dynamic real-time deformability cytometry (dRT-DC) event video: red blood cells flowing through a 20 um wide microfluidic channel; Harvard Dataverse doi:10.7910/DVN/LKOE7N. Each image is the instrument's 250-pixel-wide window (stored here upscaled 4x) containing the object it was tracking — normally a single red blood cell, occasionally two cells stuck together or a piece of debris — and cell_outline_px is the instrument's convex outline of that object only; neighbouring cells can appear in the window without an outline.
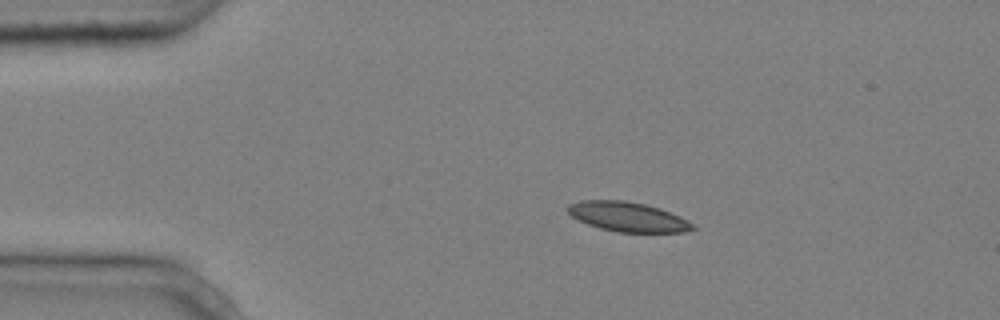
{"species": "common noctule bat (a hibernating species)", "species_latin": "Nyctalus noctula", "temperature_condition": "cold", "stored_images_in_passage": 7, "camera_frame_rate_fps": 3000, "um_per_image_px": 0.085, "animal": {"sex": "male", "body_mass_g": 20.4}, "frame": {"image": 1, "passage_image": 2, "time_ms": 0.333, "image_size_px": [1000, 320], "cell_outline_px": [[696, 228], [684, 232], [616, 232], [600, 228], [588, 224], [572, 216], [564, 208], [568, 204], [580, 200], [624, 200], [644, 204], [660, 208], [680, 216], [692, 224]], "centroid_in_image_um": [53.32, 18.42], "position_along_channel_um": 31.7, "area_um2": 21.5}}
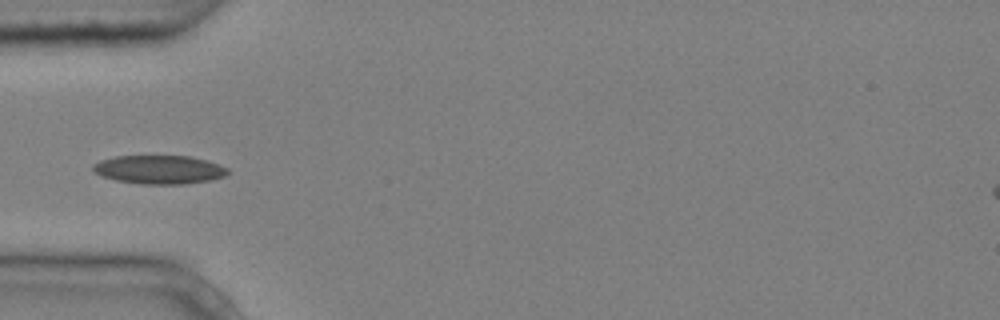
{"frame": {"image": 2, "passage_image": 4, "time_ms": 1.0, "image_size_px": [1000, 320], "cell_outline_px": [[228, 172], [224, 176], [212, 180], [184, 184], [140, 184], [116, 180], [92, 172], [92, 164], [100, 160], [116, 156], [192, 156], [208, 160], [220, 164], [228, 168]], "centroid_in_image_um": [13.55, 14.41], "position_along_channel_um": 71.5, "area_um2": 22.66}}
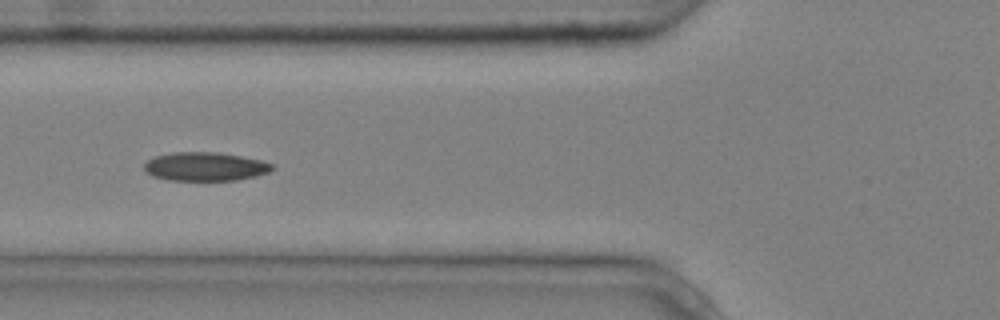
{"frame": {"image": 3, "passage_image": 5, "time_ms": 1.333, "image_size_px": [1000, 320], "cell_outline_px": [[276, 168], [268, 172], [256, 176], [236, 180], [168, 180], [152, 176], [144, 168], [144, 164], [148, 160], [156, 156], [172, 152], [220, 152], [260, 160], [276, 164]], "centroid_in_image_um": [17.48, 14.15], "position_along_channel_um": 108.3, "area_um2": 21.44}}